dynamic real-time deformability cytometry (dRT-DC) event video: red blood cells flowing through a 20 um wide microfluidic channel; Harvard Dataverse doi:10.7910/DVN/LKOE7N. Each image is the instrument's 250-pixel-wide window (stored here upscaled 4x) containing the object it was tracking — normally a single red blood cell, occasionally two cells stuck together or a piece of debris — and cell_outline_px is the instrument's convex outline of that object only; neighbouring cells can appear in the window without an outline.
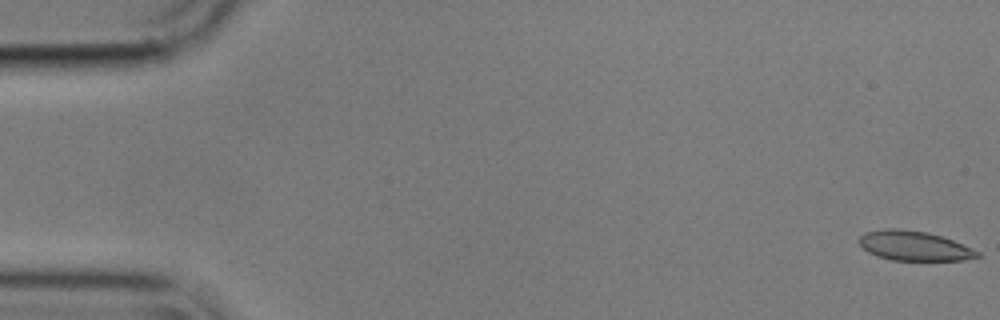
{"species": "common noctule bat (a hibernating species)", "species_latin": "Nyctalus noctula", "temperature_condition": "cold", "stored_images_in_passage": 7, "camera_frame_rate_fps": 3000, "um_per_image_px": 0.085, "animal": {"sex": "male", "body_mass_g": 17.9}, "frame": {"image": 1, "passage_image": 1, "time_ms": 0.0, "image_size_px": [1000, 320], "cell_outline_px": [[984, 256], [964, 260], [892, 260], [876, 256], [868, 252], [860, 244], [860, 236], [864, 232], [888, 228], [896, 228], [928, 232], [952, 240], [980, 252]], "centroid_in_image_um": [77.71, 20.9], "position_along_channel_um": 7.3, "area_um2": 20.35}}